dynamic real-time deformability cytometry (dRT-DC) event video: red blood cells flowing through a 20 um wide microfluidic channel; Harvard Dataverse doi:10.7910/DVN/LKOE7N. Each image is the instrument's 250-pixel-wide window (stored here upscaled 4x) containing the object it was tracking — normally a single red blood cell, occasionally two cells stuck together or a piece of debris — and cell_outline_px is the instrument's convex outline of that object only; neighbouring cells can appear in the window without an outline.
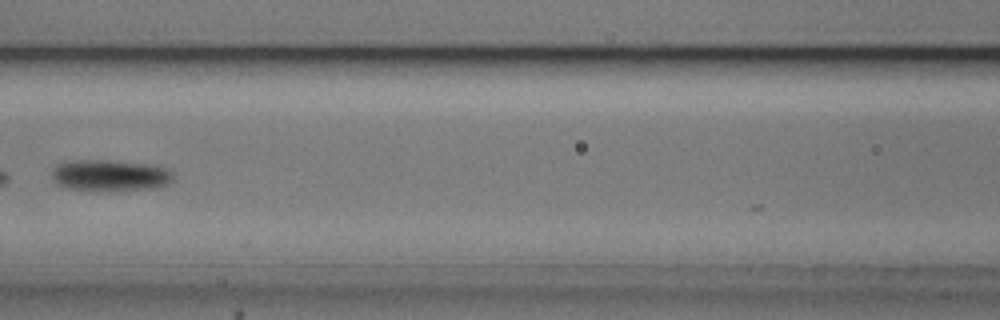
{"species": "common noctule bat (a hibernating species)", "species_latin": "Nyctalus noctula", "temperature_condition": "cold", "stored_images_in_passage": 5, "camera_frame_rate_fps": 3000, "um_per_image_px": 0.085, "animal": {"sex": "male", "body_mass_g": 20.5, "forearm_length_mm": 52.5}, "frame": {"image": 1, "passage_image": 5, "time_ms": 5.333, "image_size_px": [1000, 320], "cell_outline_px": [[172, 180], [168, 184], [156, 188], [108, 192], [64, 188], [56, 184], [52, 180], [52, 168], [56, 164], [64, 160], [108, 160], [156, 164], [172, 172]], "centroid_in_image_um": [9.3, 14.92], "position_along_channel_um": 157.3, "area_um2": 23.06}}